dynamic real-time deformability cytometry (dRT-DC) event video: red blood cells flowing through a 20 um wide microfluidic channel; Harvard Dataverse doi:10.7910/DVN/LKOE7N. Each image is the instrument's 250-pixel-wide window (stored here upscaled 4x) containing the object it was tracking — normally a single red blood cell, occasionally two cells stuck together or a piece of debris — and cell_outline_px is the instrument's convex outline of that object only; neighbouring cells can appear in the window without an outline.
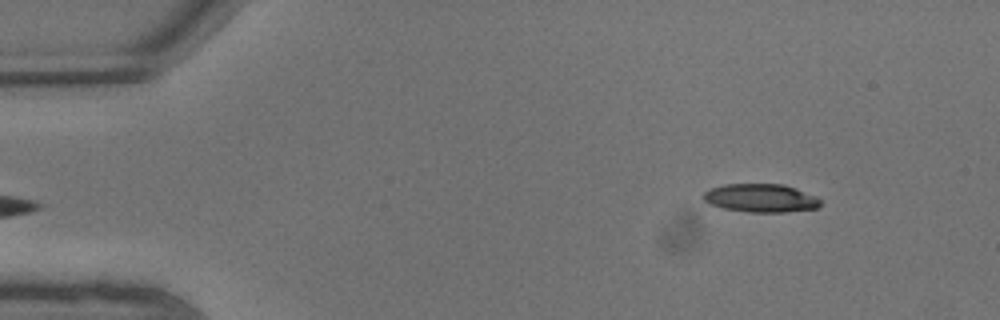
{"species": "common noctule bat (a hibernating species)", "species_latin": "Nyctalus noctula", "temperature_condition": "warm", "stored_images_in_passage": 5, "segment_of_instrument_passage": [2, 2], "camera_frame_rate_fps": 3000, "um_per_image_px": 0.085, "animal": {"sex": "male", "body_mass_g": 13.3}, "frame": {"image": 1, "passage_image": 5, "time_ms": 1.333, "image_size_px": [1000, 320], "cell_outline_px": [[820, 204], [816, 208], [784, 212], [748, 212], [724, 208], [708, 204], [700, 196], [704, 192], [712, 188], [724, 184], [784, 184], [796, 188], [816, 196], [820, 200]], "centroid_in_image_um": [64.63, 16.83], "position_along_channel_um": 20.4, "area_um2": 19.36}}